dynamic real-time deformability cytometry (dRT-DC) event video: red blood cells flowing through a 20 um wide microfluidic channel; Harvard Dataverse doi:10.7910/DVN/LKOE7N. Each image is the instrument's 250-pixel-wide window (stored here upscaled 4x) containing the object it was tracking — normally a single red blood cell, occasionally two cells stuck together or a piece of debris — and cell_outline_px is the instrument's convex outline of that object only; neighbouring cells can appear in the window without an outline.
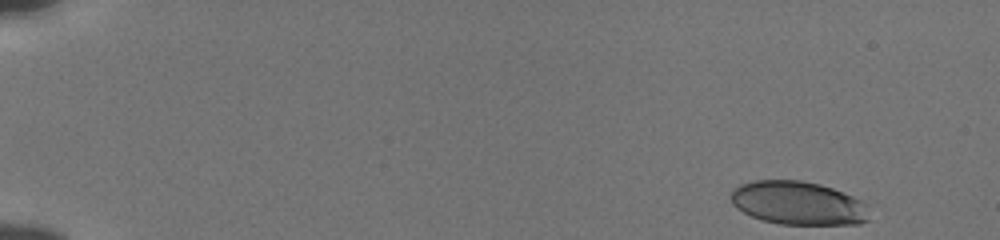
{"species": "human", "species_latin": "Homo sapiens", "temperature_condition": "cold", "stored_images_in_passage": 51, "camera_frame_rate_fps": 3000, "um_per_image_px": 0.085, "donor": {"sex": "male"}, "frame": {"image": 1, "passage_image": 1, "time_ms": 0.0, "image_size_px": [1000, 240], "cell_outline_px": [[868, 220], [860, 224], [780, 224], [764, 220], [752, 216], [736, 208], [732, 204], [732, 188], [740, 184], [752, 180], [800, 180], [820, 184], [832, 188], [852, 196], [860, 200], [864, 204]], "centroid_in_image_um": [67.79, 17.25], "position_along_channel_um": 17.2, "area_um2": 34.8}}
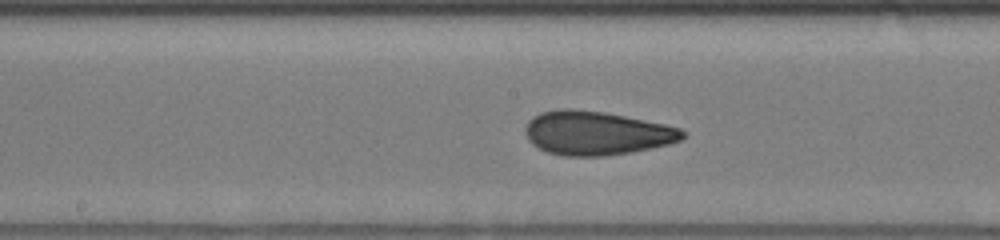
{"frame": {"image": 2, "passage_image": 27, "time_ms": 8.667, "image_size_px": [1000, 240], "cell_outline_px": [[688, 132], [680, 140], [668, 144], [652, 148], [632, 152], [604, 156], [564, 156], [548, 152], [532, 144], [528, 140], [524, 132], [524, 128], [528, 120], [532, 116], [540, 112], [560, 108], [576, 108], [604, 112], [664, 124], [680, 128]], "centroid_in_image_um": [50.66, 11.3], "position_along_channel_um": 197.5, "area_um2": 40.46}}
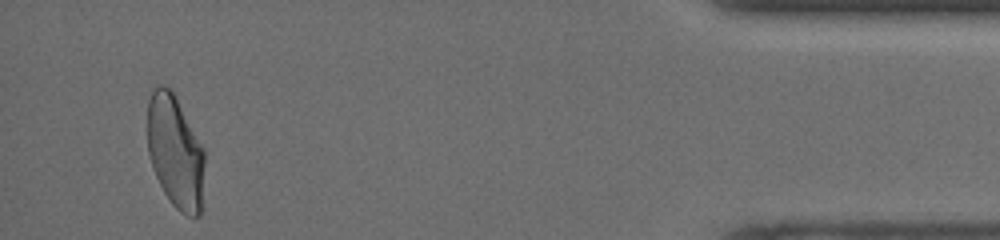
{"frame": {"image": 3, "passage_image": 49, "time_ms": 16.0, "image_size_px": [1000, 240], "cell_outline_px": [[204, 164], [200, 216], [188, 216], [180, 212], [172, 204], [164, 192], [152, 168], [148, 152], [148, 100], [152, 92], [160, 84], [164, 84], [172, 92], [204, 148]], "centroid_in_image_um": [14.89, 12.93], "position_along_channel_um": 420.3, "area_um2": 37.17}, "authors_computed_cell_mechanics": {"area_um2": 38.3214, "velocity_mm_per_s": 3.8366, "shape_relaxation_time_tau1_ms": 6.3043, "shape_relaxation_time_tau2_ms": 1.3838, "deformation_change_tau1": 0.1901, "deformation_change_tau2": 0.0887}}